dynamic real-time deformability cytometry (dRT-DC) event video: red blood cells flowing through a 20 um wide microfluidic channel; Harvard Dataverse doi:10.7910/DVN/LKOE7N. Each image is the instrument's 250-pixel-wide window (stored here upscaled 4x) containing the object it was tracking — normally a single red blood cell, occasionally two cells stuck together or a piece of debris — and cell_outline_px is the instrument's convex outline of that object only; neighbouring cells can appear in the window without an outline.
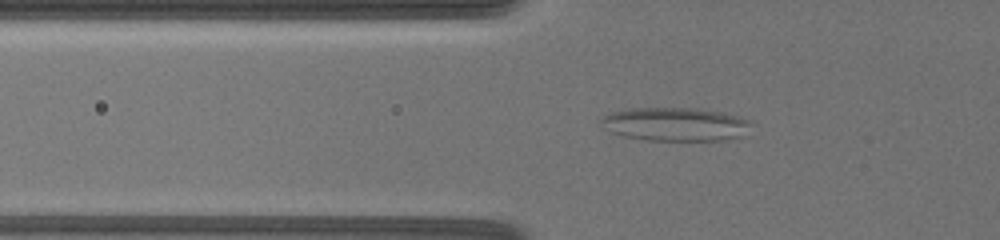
{"species": "common noctule bat (a hibernating species)", "species_latin": "Nyctalus noctula", "temperature_condition": "warm", "stored_images_in_passage": 49, "camera_frame_rate_fps": 3000, "um_per_image_px": 0.085, "animal": {"sex": "female", "body_mass_g": 19.5, "forearm_length_mm": 54.1}, "frame": {"image": 1, "passage_image": 18, "time_ms": 8.0, "image_size_px": [1000, 240], "cell_outline_px": [[752, 124], [740, 136], [724, 140], [648, 140], [624, 136], [612, 132], [600, 120], [604, 116], [612, 112], [632, 108], [696, 108], [724, 112], [748, 120]], "centroid_in_image_um": [57.42, 10.55], "position_along_channel_um": 68.4, "area_um2": 28.84}}
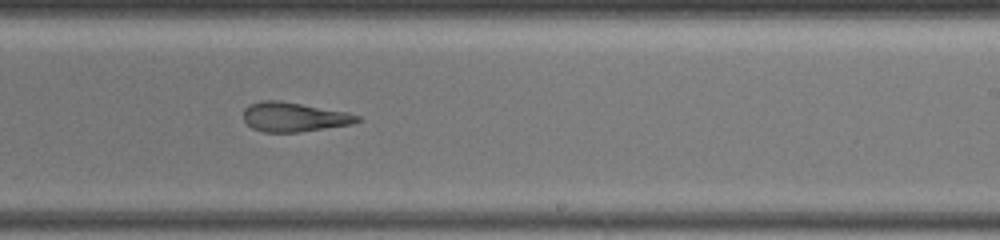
{"frame": {"image": 2, "passage_image": 32, "time_ms": 13.667, "image_size_px": [1000, 240], "cell_outline_px": [[364, 120], [352, 124], [300, 132], [264, 132], [252, 128], [244, 120], [244, 108], [248, 104], [260, 100], [280, 100], [348, 112], [360, 116]], "centroid_in_image_um": [25.0, 9.93], "position_along_channel_um": 264.0, "area_um2": 19.71}}
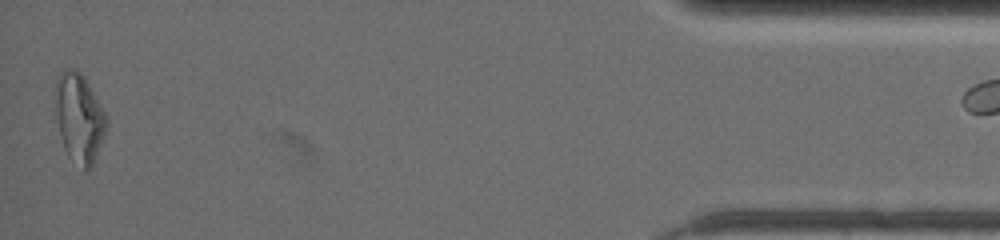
{"frame": {"image": 3, "passage_image": 48, "time_ms": 20.333, "image_size_px": [1000, 240], "cell_outline_px": [[108, 124], [92, 164], [88, 172], [84, 172], [68, 156], [64, 148], [60, 136], [56, 116], [56, 80], [60, 72], [68, 68], [76, 68], [84, 76], [104, 112], [108, 120]], "centroid_in_image_um": [6.72, 10.03], "position_along_channel_um": 428.5, "area_um2": 26.3}}